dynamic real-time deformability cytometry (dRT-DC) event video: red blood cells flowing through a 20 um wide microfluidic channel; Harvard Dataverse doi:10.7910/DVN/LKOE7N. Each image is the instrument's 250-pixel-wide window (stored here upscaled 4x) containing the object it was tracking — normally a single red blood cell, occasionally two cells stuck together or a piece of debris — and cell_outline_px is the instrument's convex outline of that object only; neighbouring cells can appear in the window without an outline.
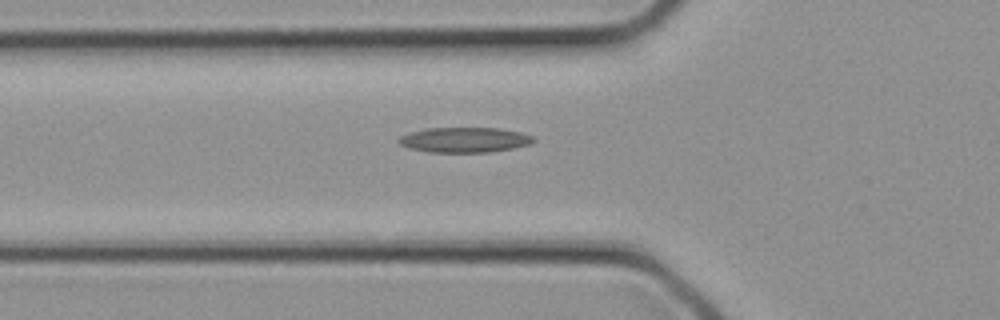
{"species": "common noctule bat (a hibernating species)", "species_latin": "Nyctalus noctula", "temperature_condition": "cold", "stored_images_in_passage": 3, "camera_frame_rate_fps": 3000, "um_per_image_px": 0.085, "animal": {"sex": "female", "body_mass_g": 21.9}, "frame": {"image": 1, "passage_image": 3, "time_ms": 0.667, "image_size_px": [1000, 320], "cell_outline_px": [[536, 140], [532, 144], [492, 152], [428, 152], [408, 148], [400, 144], [396, 140], [400, 136], [412, 132], [428, 128], [500, 128], [520, 132], [532, 136]], "centroid_in_image_um": [39.49, 11.89], "position_along_channel_um": 86.3, "area_um2": 19.77}}